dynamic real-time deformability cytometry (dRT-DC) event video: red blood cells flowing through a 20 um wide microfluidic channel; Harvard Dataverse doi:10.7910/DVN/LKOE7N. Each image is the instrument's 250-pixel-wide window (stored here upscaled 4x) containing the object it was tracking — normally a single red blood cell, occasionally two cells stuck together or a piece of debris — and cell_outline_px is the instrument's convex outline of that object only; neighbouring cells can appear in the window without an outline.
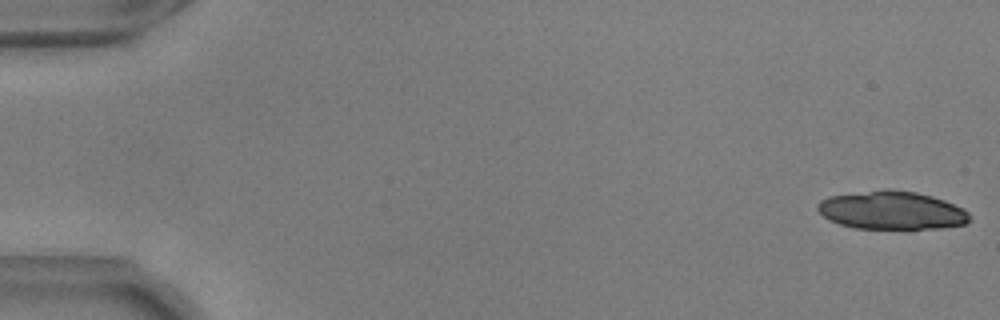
{"species": "common noctule bat (a hibernating species)", "species_latin": "Nyctalus noctula", "temperature_condition": "warm", "stored_images_in_passage": 42, "camera_frame_rate_fps": 3000, "um_per_image_px": 0.085, "animal": {"sex": "male", "body_mass_g": 17.9, "forearm_length_mm": 54.2}, "frame": {"image": 1, "passage_image": 1, "time_ms": 0.0, "image_size_px": [1000, 320], "cell_outline_px": [[972, 220], [968, 224], [940, 228], [856, 228], [840, 224], [828, 220], [816, 208], [816, 204], [820, 200], [828, 196], [884, 188], [892, 188], [916, 192], [932, 196], [944, 200], [964, 208], [972, 216]], "centroid_in_image_um": [75.82, 17.86], "position_along_channel_um": 9.2, "area_um2": 34.33}}